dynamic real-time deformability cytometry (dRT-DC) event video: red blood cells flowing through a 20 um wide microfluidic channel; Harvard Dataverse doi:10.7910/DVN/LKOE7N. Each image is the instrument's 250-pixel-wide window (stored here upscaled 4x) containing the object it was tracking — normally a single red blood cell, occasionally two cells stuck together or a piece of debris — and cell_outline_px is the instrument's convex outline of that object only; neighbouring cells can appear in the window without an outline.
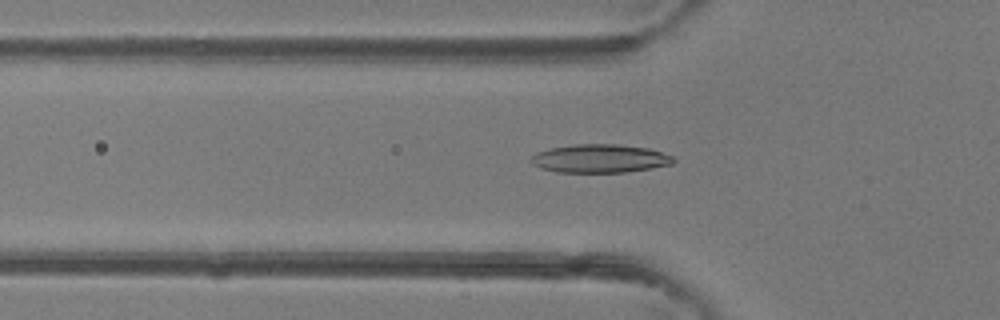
{"species": "common noctule bat (a hibernating species)", "species_latin": "Nyctalus noctula", "temperature_condition": "room temperature", "stored_images_in_passage": 35, "camera_frame_rate_fps": 3000, "um_per_image_px": 0.085, "animal": {"sex": "female"}, "frame": {"image": 1, "passage_image": 4, "time_ms": 1.0, "image_size_px": [1000, 320], "cell_outline_px": [[676, 160], [672, 164], [652, 168], [624, 172], [556, 172], [540, 168], [532, 164], [532, 156], [536, 152], [552, 148], [572, 144], [620, 144], [648, 148], [672, 156]], "centroid_in_image_um": [50.99, 13.47], "position_along_channel_um": 74.8, "area_um2": 23.52}}
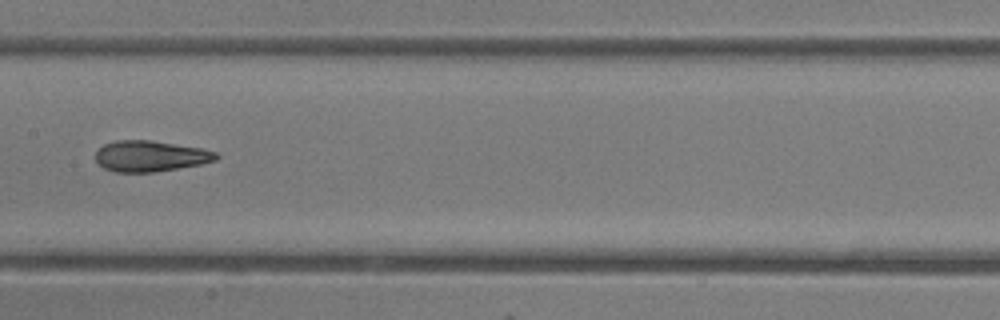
{"frame": {"image": 2, "passage_image": 12, "time_ms": 3.667, "image_size_px": [1000, 320], "cell_outline_px": [[220, 156], [216, 160], [200, 164], [152, 172], [116, 172], [104, 168], [96, 160], [96, 152], [104, 144], [116, 140], [148, 140], [200, 148], [216, 152]], "centroid_in_image_um": [12.77, 13.27], "position_along_channel_um": 194.6, "area_um2": 21.39}}
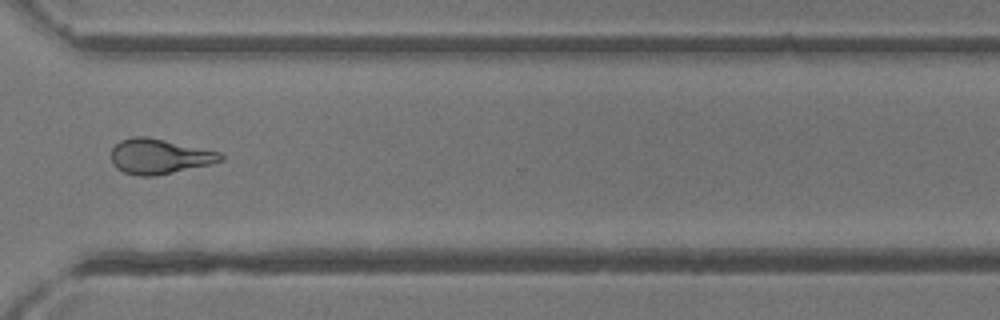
{"frame": {"image": 3, "passage_image": 23, "time_ms": 7.333, "image_size_px": [1000, 320], "cell_outline_px": [[224, 160], [208, 164], [156, 176], [140, 176], [124, 172], [116, 168], [112, 164], [112, 148], [120, 140], [132, 136], [144, 136], [164, 140], [220, 152], [224, 156]], "centroid_in_image_um": [13.51, 13.29], "position_along_channel_um": 357.1, "area_um2": 22.14}, "authors_computed_cell_mechanics": {"area_um2": 22.0218, "velocity_mm_per_s": 4.448, "shape_relaxation_time_tau1_ms": 7.7802, "shape_relaxation_time_tau2_ms": 2.0919, "deformation_change_tau1": 0.2103, "deformation_change_tau2": 0.1002}}